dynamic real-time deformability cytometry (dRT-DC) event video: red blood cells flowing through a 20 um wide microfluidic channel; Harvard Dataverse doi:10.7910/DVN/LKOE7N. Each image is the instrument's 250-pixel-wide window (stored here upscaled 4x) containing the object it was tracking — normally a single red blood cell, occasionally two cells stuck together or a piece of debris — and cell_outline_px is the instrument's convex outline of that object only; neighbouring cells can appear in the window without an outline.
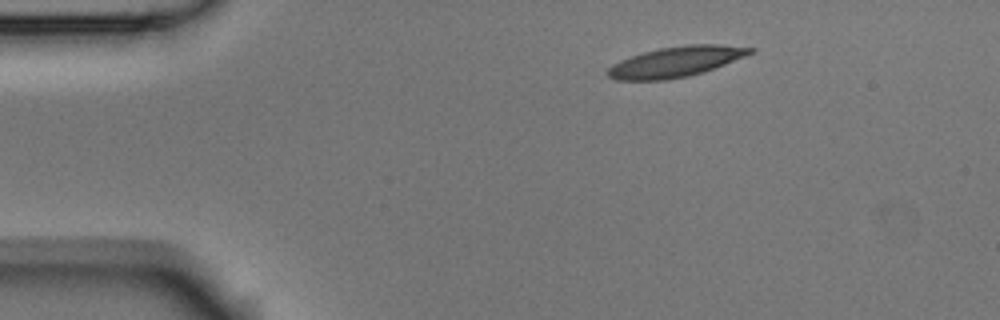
{"species": "Egyptian fruit bat (a non-hibernating species)", "species_latin": "Rousettus aegyptiacus", "temperature_condition": "room temperature", "stored_images_in_passage": 2, "camera_frame_rate_fps": 3000, "um_per_image_px": 0.085, "animal": {"sex": "male"}, "frame": {"image": 1, "passage_image": 2, "time_ms": 0.333, "image_size_px": [1000, 320], "cell_outline_px": [[756, 48], [752, 52], [744, 56], [704, 72], [688, 76], [664, 80], [616, 80], [608, 76], [604, 72], [612, 64], [620, 60], [644, 52], [660, 48], [688, 44], [720, 44]], "centroid_in_image_um": [57.41, 5.25], "position_along_channel_um": 27.6, "area_um2": 25.09}}